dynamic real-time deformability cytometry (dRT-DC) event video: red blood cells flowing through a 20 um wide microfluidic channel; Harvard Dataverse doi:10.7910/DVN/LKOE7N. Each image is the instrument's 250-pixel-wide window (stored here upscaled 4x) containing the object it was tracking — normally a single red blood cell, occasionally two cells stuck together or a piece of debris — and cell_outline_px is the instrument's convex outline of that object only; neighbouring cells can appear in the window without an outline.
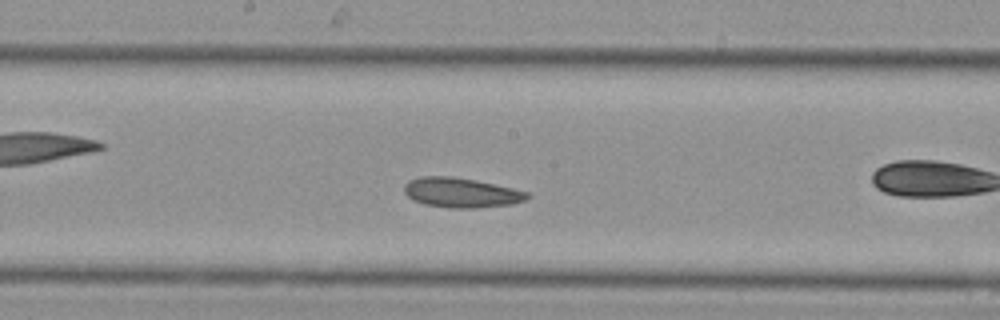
{"species": "Egyptian fruit bat (a non-hibernating species)", "species_latin": "Rousettus aegyptiacus", "temperature_condition": "cold", "stored_images_in_passage": 28, "camera_frame_rate_fps": 3000, "um_per_image_px": 0.085, "animal": {"sex": "female"}, "frame": {"image": 1, "passage_image": 13, "time_ms": 4.0, "image_size_px": [1000, 320], "cell_outline_px": [[528, 196], [524, 200], [512, 204], [476, 208], [448, 208], [424, 204], [412, 200], [404, 192], [404, 184], [408, 180], [420, 176], [452, 176], [476, 180], [512, 188], [528, 192]], "centroid_in_image_um": [39.14, 16.37], "position_along_channel_um": 209.1, "area_um2": 21.39}}